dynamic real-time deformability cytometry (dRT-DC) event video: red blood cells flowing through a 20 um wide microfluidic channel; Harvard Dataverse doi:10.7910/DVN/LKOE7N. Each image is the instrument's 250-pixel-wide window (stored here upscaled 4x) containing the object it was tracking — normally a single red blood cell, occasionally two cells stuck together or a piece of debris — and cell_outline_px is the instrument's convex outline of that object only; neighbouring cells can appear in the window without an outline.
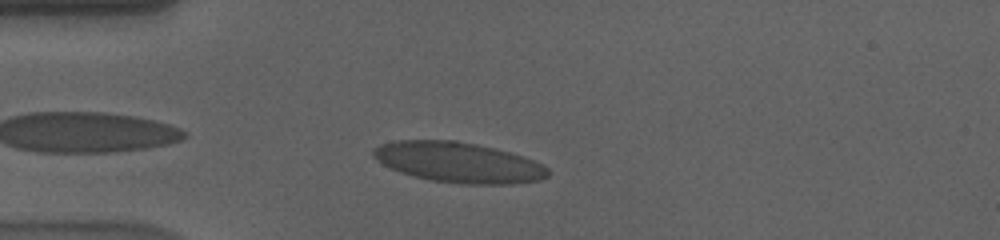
{"species": "human", "species_latin": "Homo sapiens", "temperature_condition": "cold", "stored_images_in_passage": 40, "camera_frame_rate_fps": 3000, "um_per_image_px": 0.085, "donor": {"sex": "male"}, "frame": {"image": 1, "passage_image": 3, "time_ms": 0.667, "image_size_px": [1000, 240], "cell_outline_px": [[548, 176], [540, 180], [512, 184], [460, 184], [428, 180], [412, 176], [400, 172], [384, 164], [372, 156], [372, 148], [380, 144], [396, 140], [456, 140], [496, 148], [524, 156], [544, 164], [548, 168]], "centroid_in_image_um": [38.98, 13.8], "position_along_channel_um": 46.0, "area_um2": 41.44}}
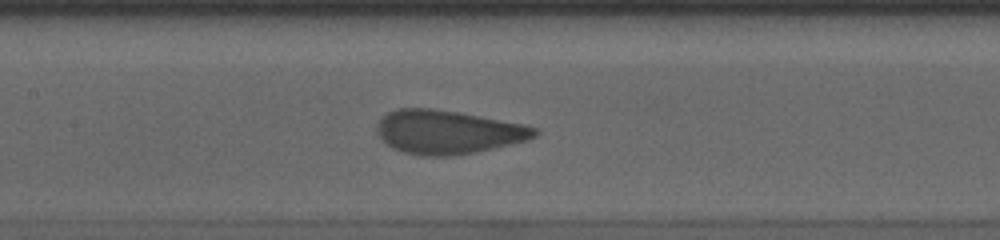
{"frame": {"image": 2, "passage_image": 15, "time_ms": 4.667, "image_size_px": [1000, 240], "cell_outline_px": [[540, 132], [536, 136], [528, 140], [512, 144], [476, 152], [452, 156], [416, 156], [400, 152], [392, 148], [380, 140], [376, 132], [376, 128], [380, 120], [388, 112], [396, 108], [432, 108], [460, 112], [520, 124], [536, 128]], "centroid_in_image_um": [38.01, 11.24], "position_along_channel_um": 169.4, "area_um2": 40.46}}
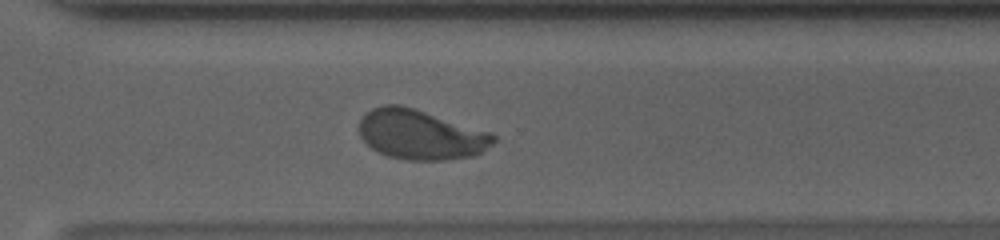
{"frame": {"image": 3, "passage_image": 29, "time_ms": 9.333, "image_size_px": [1000, 240], "cell_outline_px": [[496, 140], [492, 144], [480, 152], [472, 156], [444, 160], [408, 160], [388, 156], [376, 152], [360, 136], [360, 120], [364, 112], [372, 108], [384, 104], [400, 104], [492, 132], [496, 136]], "centroid_in_image_um": [35.74, 11.43], "position_along_channel_um": 334.9, "area_um2": 39.02}, "authors_computed_cell_mechanics": {"area_um2": 39.7953, "velocity_mm_per_s": 3.5545, "shape_relaxation_time_tau1_ms": 4.5985, "shape_relaxation_time_tau2_ms": null, "deformation_change_tau1": 0.1748, "deformation_change_tau2": null}}